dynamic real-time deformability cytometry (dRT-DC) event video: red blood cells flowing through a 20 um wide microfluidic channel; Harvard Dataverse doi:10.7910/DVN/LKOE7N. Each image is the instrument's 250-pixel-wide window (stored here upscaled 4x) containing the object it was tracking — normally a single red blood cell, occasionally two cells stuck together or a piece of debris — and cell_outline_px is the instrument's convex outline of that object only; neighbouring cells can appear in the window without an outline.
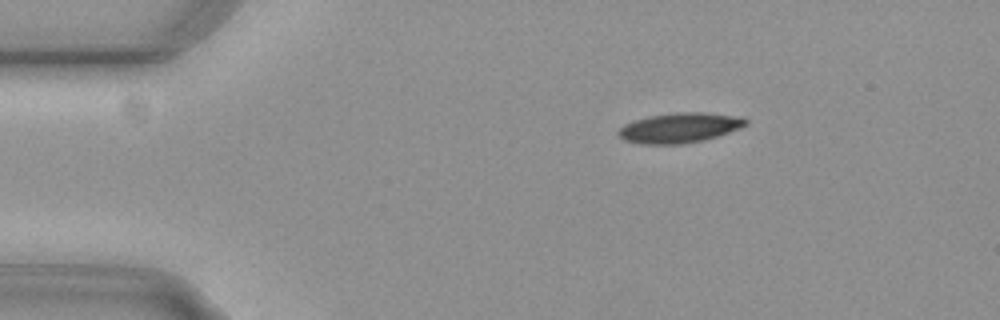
{"species": "common noctule bat (a hibernating species)", "species_latin": "Nyctalus noctula", "temperature_condition": "cold", "stored_images_in_passage": 47, "camera_frame_rate_fps": 3000, "um_per_image_px": 0.085, "animal": {"sex": "female", "body_mass_g": 29.2, "forearm_length_mm": 56.3}, "frame": {"image": 1, "passage_image": 1, "time_ms": 0.0, "image_size_px": [1000, 320], "cell_outline_px": [[748, 124], [740, 128], [704, 140], [684, 144], [640, 144], [624, 140], [616, 132], [624, 124], [648, 116], [676, 112], [704, 112], [744, 116], [748, 120]], "centroid_in_image_um": [57.79, 10.85], "position_along_channel_um": 27.2, "area_um2": 22.43}}
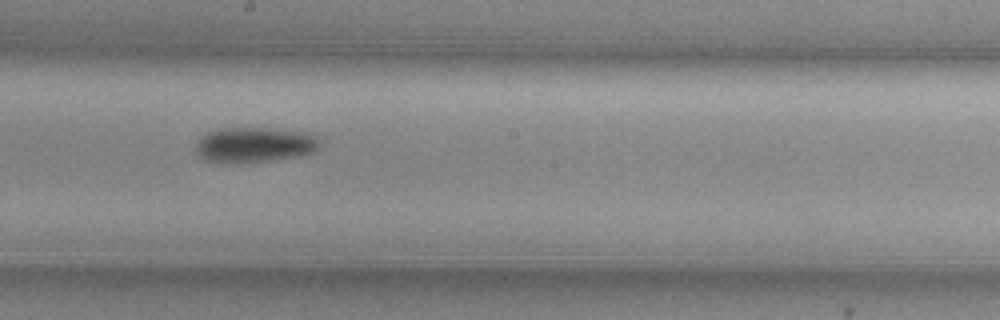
{"frame": {"image": 2, "passage_image": 22, "time_ms": 7.0, "image_size_px": [1000, 320], "cell_outline_px": [[320, 148], [312, 152], [300, 156], [272, 160], [208, 160], [200, 156], [196, 152], [196, 144], [208, 132], [228, 128], [264, 128], [308, 132], [316, 136], [320, 140]], "centroid_in_image_um": [21.75, 12.27], "position_along_channel_um": 226.5, "area_um2": 24.45}}
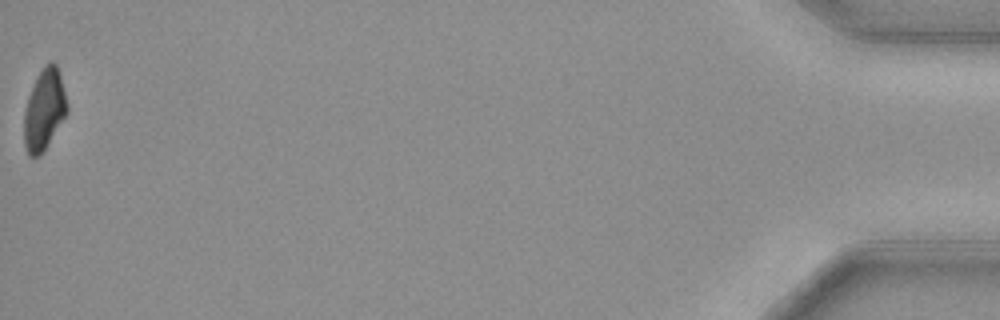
{"frame": {"image": 3, "passage_image": 47, "time_ms": 15.333, "image_size_px": [1000, 320], "cell_outline_px": [[68, 112], [48, 144], [40, 156], [28, 156], [24, 144], [24, 108], [28, 96], [36, 76], [44, 64], [52, 60], [56, 64], [60, 72], [68, 104]], "centroid_in_image_um": [3.76, 9.28], "position_along_channel_um": 431.4, "area_um2": 20.63}, "authors_computed_cell_mechanics": {"area_um2": 23.1778, "velocity_mm_per_s": 3.7335, "shape_relaxation_time_tau1_ms": 4.3903, "shape_relaxation_time_tau2_ms": null, "deformation_change_tau1": 0.1255, "deformation_change_tau2": null}}